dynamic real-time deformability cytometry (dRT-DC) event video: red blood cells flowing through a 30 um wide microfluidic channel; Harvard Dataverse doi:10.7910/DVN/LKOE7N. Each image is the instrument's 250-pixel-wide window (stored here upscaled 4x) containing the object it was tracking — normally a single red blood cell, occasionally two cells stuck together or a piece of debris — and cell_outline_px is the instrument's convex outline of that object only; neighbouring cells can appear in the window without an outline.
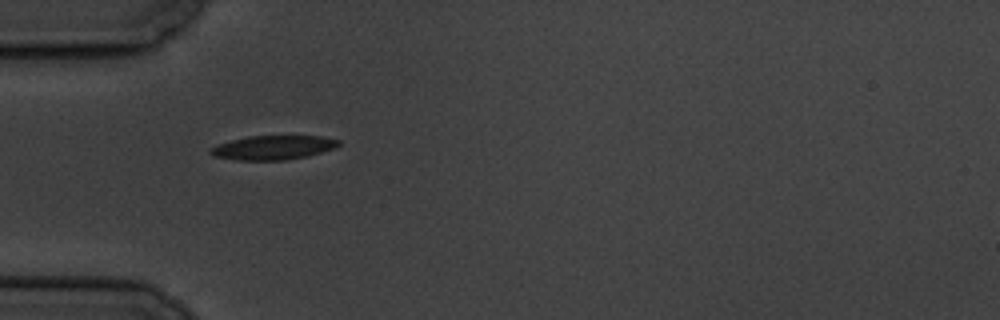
{"species": "common noctule bat (a hibernating species)", "species_latin": "Nyctalus noctula", "temperature_condition": "cold", "stored_images_in_passage": 7, "camera_frame_rate_fps": 3000, "um_per_image_px": 0.085, "animal": {"sex": "male", "body_mass_g": 19.5, "forearm_length_mm": 54.6}, "frame": {"image": 1, "passage_image": 6, "time_ms": 6.0, "image_size_px": [1000, 320], "cell_outline_px": [[340, 144], [336, 148], [308, 156], [284, 160], [240, 160], [212, 156], [208, 152], [208, 148], [216, 144], [248, 136], [320, 136], [340, 140]], "centroid_in_image_um": [23.19, 12.54], "position_along_channel_um": 61.8, "area_um2": 18.15}}
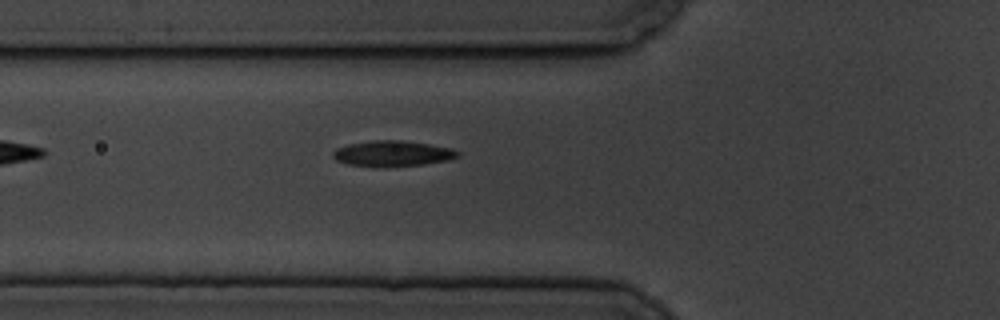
{"frame": {"image": 2, "passage_image": 7, "time_ms": 7.0, "image_size_px": [1000, 320], "cell_outline_px": [[460, 156], [448, 160], [424, 164], [348, 164], [336, 160], [332, 156], [332, 152], [336, 148], [348, 144], [376, 140], [400, 140], [428, 144], [452, 148], [460, 152]], "centroid_in_image_um": [33.4, 13.0], "position_along_channel_um": 92.4, "area_um2": 17.74}}